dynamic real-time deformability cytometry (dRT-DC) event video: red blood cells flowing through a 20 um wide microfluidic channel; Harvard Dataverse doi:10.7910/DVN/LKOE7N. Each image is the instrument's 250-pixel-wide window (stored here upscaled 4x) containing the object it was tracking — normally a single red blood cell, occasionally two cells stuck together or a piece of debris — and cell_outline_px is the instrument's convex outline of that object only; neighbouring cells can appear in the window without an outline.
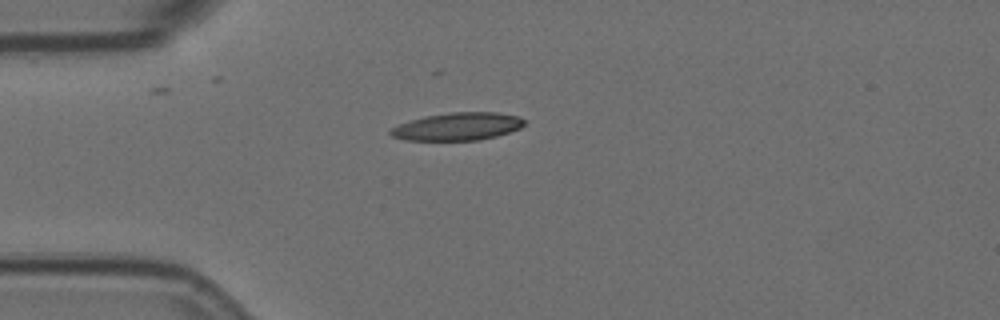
{"species": "Egyptian fruit bat (a non-hibernating species)", "species_latin": "Rousettus aegyptiacus", "temperature_condition": "room temperature", "stored_images_in_passage": 1, "camera_frame_rate_fps": 3000, "um_per_image_px": 0.085, "animal": {"sex": "female"}, "frame": {"image": 1, "passage_image": 1, "time_ms": 0.0, "image_size_px": [1000, 320], "cell_outline_px": [[524, 124], [520, 128], [496, 136], [480, 140], [404, 140], [392, 136], [388, 132], [392, 128], [400, 124], [424, 116], [452, 112], [496, 112], [516, 116], [524, 120]], "centroid_in_image_um": [38.88, 10.75], "position_along_channel_um": 46.1, "area_um2": 21.39}}